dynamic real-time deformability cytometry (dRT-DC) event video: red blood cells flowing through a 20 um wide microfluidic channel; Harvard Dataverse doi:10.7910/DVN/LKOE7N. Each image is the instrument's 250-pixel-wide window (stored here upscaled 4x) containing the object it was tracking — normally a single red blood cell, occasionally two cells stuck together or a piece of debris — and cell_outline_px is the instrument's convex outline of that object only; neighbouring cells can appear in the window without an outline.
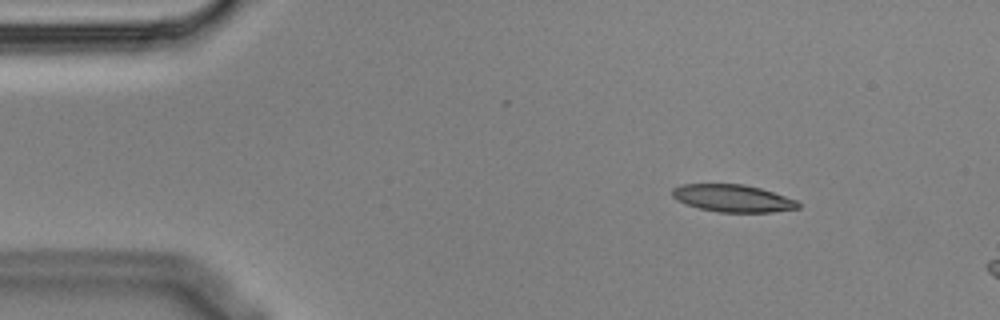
{"species": "Egyptian fruit bat (a non-hibernating species)", "species_latin": "Rousettus aegyptiacus", "temperature_condition": "cold", "stored_images_in_passage": 2, "camera_frame_rate_fps": 3000, "um_per_image_px": 0.085, "animal": {"sex": "male"}, "frame": {"image": 1, "passage_image": 1, "time_ms": 0.0, "image_size_px": [1000, 320], "cell_outline_px": [[800, 208], [772, 212], [716, 212], [700, 208], [676, 200], [672, 196], [672, 188], [680, 184], [744, 184], [760, 188], [796, 200], [800, 204]], "centroid_in_image_um": [62.27, 16.85], "position_along_channel_um": 22.7, "area_um2": 20.0}}